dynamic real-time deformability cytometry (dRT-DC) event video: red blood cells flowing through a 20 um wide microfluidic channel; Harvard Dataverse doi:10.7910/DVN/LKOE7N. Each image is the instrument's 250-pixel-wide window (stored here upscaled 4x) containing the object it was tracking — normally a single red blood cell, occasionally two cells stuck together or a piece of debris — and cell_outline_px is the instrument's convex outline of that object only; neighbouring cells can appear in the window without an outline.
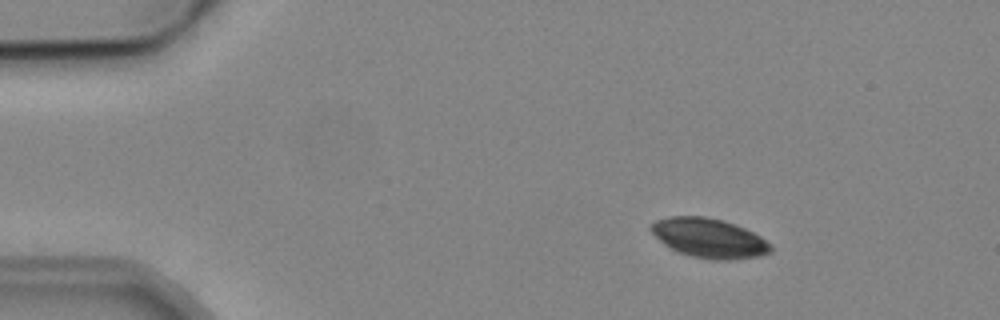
{"species": "common noctule bat (a hibernating species)", "species_latin": "Nyctalus noctula", "temperature_condition": "cold", "stored_images_in_passage": 5, "camera_frame_rate_fps": 3000, "um_per_image_px": 0.085, "animal": {"sex": "male", "body_mass_g": 19.2, "forearm_length_mm": 51.8}, "frame": {"image": 1, "passage_image": 2, "time_ms": 1.0, "image_size_px": [1000, 320], "cell_outline_px": [[772, 252], [760, 256], [728, 260], [716, 260], [692, 256], [680, 252], [664, 244], [648, 228], [656, 220], [668, 216], [704, 216], [724, 220], [744, 228], [760, 236], [772, 244]], "centroid_in_image_um": [60.3, 20.23], "position_along_channel_um": 24.7, "area_um2": 27.4}}
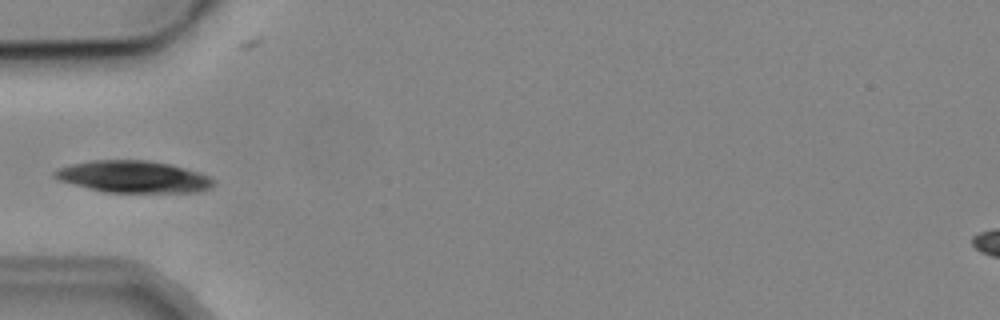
{"frame": {"image": 2, "passage_image": 5, "time_ms": 4.333, "image_size_px": [1000, 320], "cell_outline_px": [[216, 180], [208, 188], [196, 192], [104, 192], [88, 188], [60, 180], [52, 176], [52, 172], [56, 168], [72, 164], [92, 160], [148, 160], [172, 164], [208, 176]], "centroid_in_image_um": [11.29, 15.01], "position_along_channel_um": 73.7, "area_um2": 29.36}}